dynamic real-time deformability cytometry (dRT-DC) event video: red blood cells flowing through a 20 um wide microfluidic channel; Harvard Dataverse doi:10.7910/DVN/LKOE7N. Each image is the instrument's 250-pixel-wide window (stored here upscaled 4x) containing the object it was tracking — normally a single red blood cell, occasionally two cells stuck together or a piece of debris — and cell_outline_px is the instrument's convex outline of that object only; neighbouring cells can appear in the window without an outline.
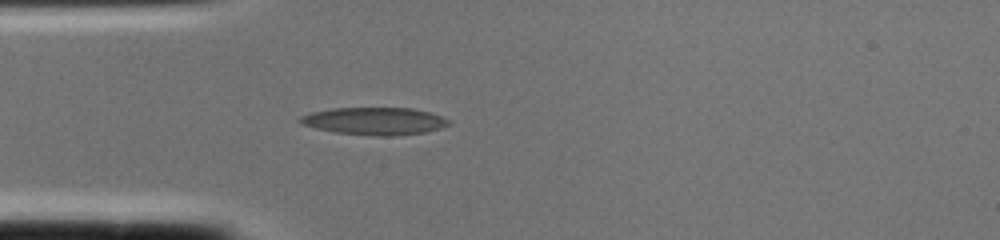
{"species": "common noctule bat (a hibernating species)", "species_latin": "Nyctalus noctula", "temperature_condition": "cold", "stored_images_in_passage": 2, "camera_frame_rate_fps": 3000, "um_per_image_px": 0.085, "animal": {"sex": "female", "body_mass_g": 22.0, "forearm_length_mm": 56.7}, "frame": {"image": 1, "passage_image": 2, "time_ms": 0.333, "image_size_px": [1000, 240], "cell_outline_px": [[452, 124], [440, 128], [424, 132], [392, 136], [376, 136], [336, 132], [316, 128], [300, 124], [296, 120], [300, 116], [312, 112], [332, 108], [412, 108], [428, 112], [452, 120]], "centroid_in_image_um": [31.83, 10.29], "position_along_channel_um": 53.2, "area_um2": 23.81}}